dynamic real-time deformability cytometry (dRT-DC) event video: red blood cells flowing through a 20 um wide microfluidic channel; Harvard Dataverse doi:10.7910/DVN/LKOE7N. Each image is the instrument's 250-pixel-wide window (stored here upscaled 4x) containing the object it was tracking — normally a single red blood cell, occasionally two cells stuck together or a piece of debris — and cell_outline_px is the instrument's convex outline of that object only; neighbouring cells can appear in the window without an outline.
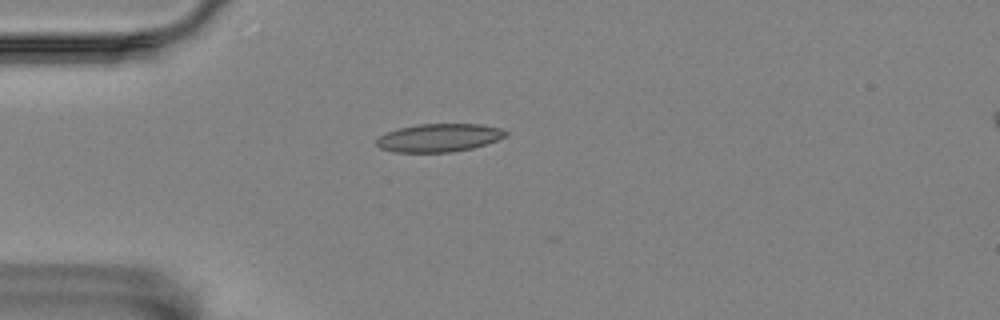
{"species": "Egyptian fruit bat (a non-hibernating species)", "species_latin": "Rousettus aegyptiacus", "temperature_condition": "room temperature", "stored_images_in_passage": 7, "camera_frame_rate_fps": 3000, "um_per_image_px": 0.085, "animal": {"sex": "female"}, "frame": {"image": 1, "passage_image": 1, "time_ms": 0.0, "image_size_px": [1000, 320], "cell_outline_px": [[508, 132], [504, 136], [496, 140], [472, 148], [452, 152], [396, 152], [380, 148], [376, 144], [376, 140], [380, 136], [388, 132], [400, 128], [416, 124], [480, 124], [500, 128]], "centroid_in_image_um": [37.3, 11.71], "position_along_channel_um": 47.7, "area_um2": 20.92}}
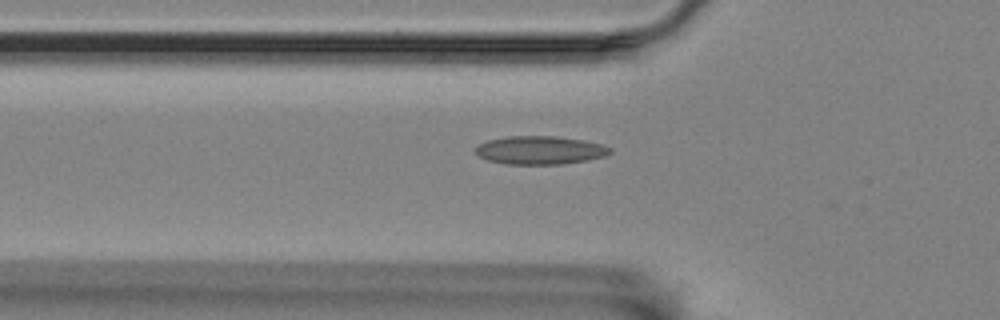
{"frame": {"image": 2, "passage_image": 5, "time_ms": 1.333, "image_size_px": [1000, 320], "cell_outline_px": [[612, 152], [604, 156], [588, 160], [560, 164], [504, 164], [488, 160], [480, 156], [476, 152], [476, 148], [480, 144], [488, 140], [508, 136], [556, 136], [584, 140], [600, 144], [612, 148]], "centroid_in_image_um": [45.92, 12.76], "position_along_channel_um": 79.9, "area_um2": 22.08}}